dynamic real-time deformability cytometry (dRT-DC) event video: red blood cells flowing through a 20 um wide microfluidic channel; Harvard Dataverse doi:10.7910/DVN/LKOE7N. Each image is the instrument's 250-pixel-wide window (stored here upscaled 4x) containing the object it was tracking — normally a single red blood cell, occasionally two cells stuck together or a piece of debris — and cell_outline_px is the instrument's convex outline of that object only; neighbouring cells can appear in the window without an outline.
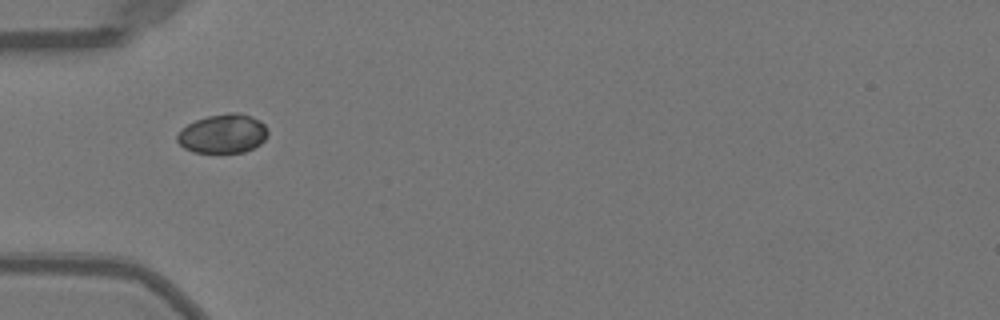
{"species": "Egyptian fruit bat (a non-hibernating species)", "species_latin": "Rousettus aegyptiacus", "temperature_condition": "warm", "stored_images_in_passage": 35, "camera_frame_rate_fps": 3000, "um_per_image_px": 0.085, "animal": {"sex": "female"}, "frame": {"image": 1, "passage_image": 1, "time_ms": 0.0, "image_size_px": [1000, 320], "cell_outline_px": [[268, 132], [264, 140], [260, 144], [244, 152], [192, 152], [184, 148], [176, 140], [176, 136], [188, 124], [196, 120], [208, 116], [228, 112], [240, 112], [252, 116], [260, 120], [268, 128]], "centroid_in_image_um": [18.97, 11.35], "position_along_channel_um": 66.0, "area_um2": 20.63}}
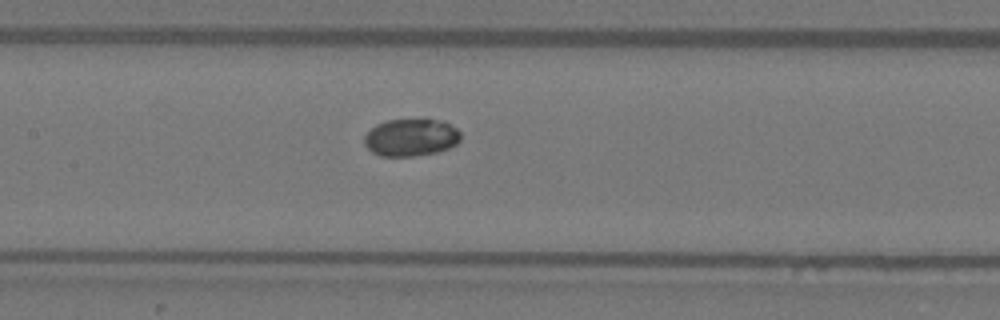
{"frame": {"image": 2, "passage_image": 9, "time_ms": 2.667, "image_size_px": [1000, 320], "cell_outline_px": [[460, 140], [456, 144], [448, 148], [436, 152], [416, 156], [380, 156], [372, 152], [364, 144], [364, 136], [376, 124], [388, 120], [424, 116], [444, 120], [456, 128], [460, 132]], "centroid_in_image_um": [34.95, 11.63], "position_along_channel_um": 172.4, "area_um2": 21.73}}
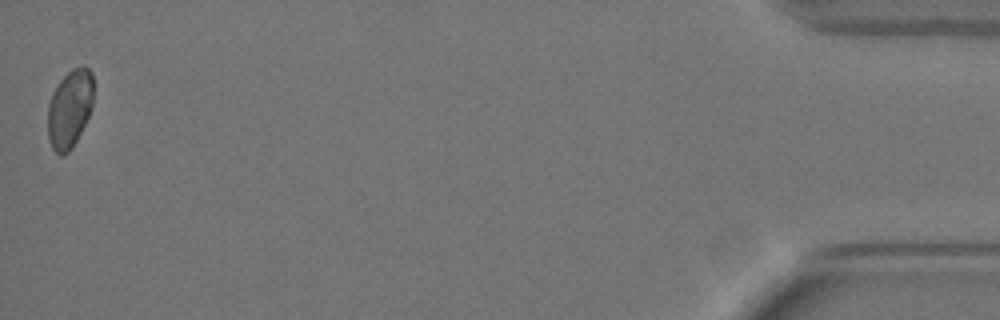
{"frame": {"image": 3, "passage_image": 35, "time_ms": 11.333, "image_size_px": [1000, 320], "cell_outline_px": [[92, 104], [88, 116], [72, 148], [64, 156], [60, 156], [52, 148], [48, 140], [48, 104], [52, 92], [60, 80], [72, 68], [84, 64], [92, 72]], "centroid_in_image_um": [5.9, 9.23], "position_along_channel_um": 429.3, "area_um2": 20.81}, "authors_computed_cell_mechanics": {"area_um2": 21.3282, "velocity_mm_per_s": 4.0022, "shape_relaxation_time_tau1_ms": 4.7429, "shape_relaxation_time_tau2_ms": null, "deformation_change_tau1": 0.0762, "deformation_change_tau2": null}}